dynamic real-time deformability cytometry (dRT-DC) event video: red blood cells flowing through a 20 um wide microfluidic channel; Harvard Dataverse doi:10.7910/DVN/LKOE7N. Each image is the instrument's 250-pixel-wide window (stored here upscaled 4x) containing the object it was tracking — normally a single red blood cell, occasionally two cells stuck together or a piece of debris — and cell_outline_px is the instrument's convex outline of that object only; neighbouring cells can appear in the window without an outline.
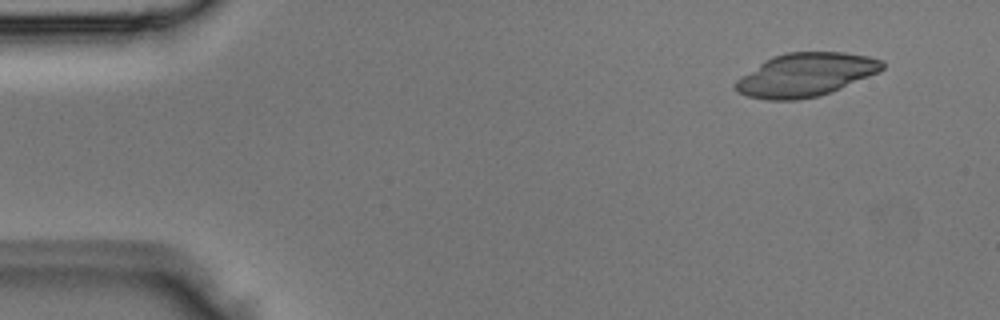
{"species": "Egyptian fruit bat (a non-hibernating species)", "species_latin": "Rousettus aegyptiacus", "temperature_condition": "room temperature", "stored_images_in_passage": 4, "camera_frame_rate_fps": 3000, "um_per_image_px": 0.085, "animal": {"sex": "male"}, "frame": {"image": 1, "passage_image": 1, "time_ms": 0.0, "image_size_px": [1000, 320], "cell_outline_px": [[884, 68], [880, 72], [832, 92], [816, 96], [796, 100], [768, 100], [748, 96], [736, 92], [732, 84], [736, 80], [772, 56], [788, 52], [844, 52], [868, 56], [884, 60]], "centroid_in_image_um": [68.5, 6.36], "position_along_channel_um": 16.5, "area_um2": 37.17}}